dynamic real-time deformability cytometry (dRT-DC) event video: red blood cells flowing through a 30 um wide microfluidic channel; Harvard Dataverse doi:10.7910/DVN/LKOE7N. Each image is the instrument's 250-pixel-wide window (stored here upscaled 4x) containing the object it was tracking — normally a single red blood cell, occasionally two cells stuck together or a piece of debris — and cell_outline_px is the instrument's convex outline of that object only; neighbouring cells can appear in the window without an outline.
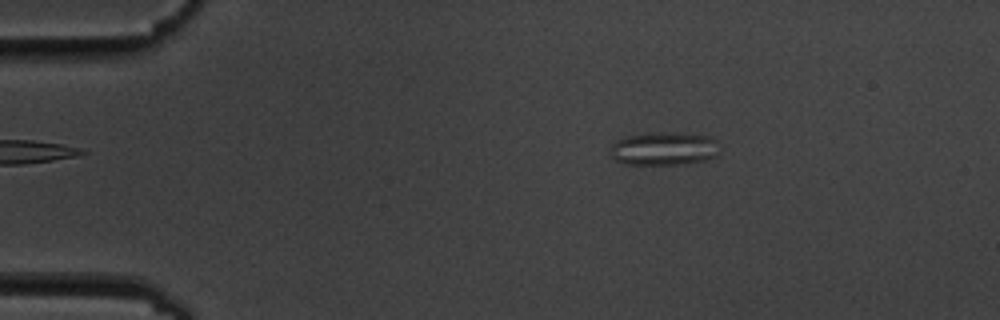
{"species": "common noctule bat (a hibernating species)", "species_latin": "Nyctalus noctula", "temperature_condition": "cold", "stored_images_in_passage": 4, "camera_frame_rate_fps": 3000, "um_per_image_px": 0.085, "animal": {"sex": "male", "body_mass_g": 19.5, "forearm_length_mm": 54.6}, "frame": {"image": 1, "passage_image": 3, "time_ms": 2.333, "image_size_px": [1000, 320], "cell_outline_px": [[716, 156], [704, 160], [676, 164], [624, 164], [616, 160], [612, 156], [612, 144], [616, 140], [628, 136], [708, 136], [716, 140]], "centroid_in_image_um": [56.39, 12.71], "position_along_channel_um": 28.6, "area_um2": 19.36}}